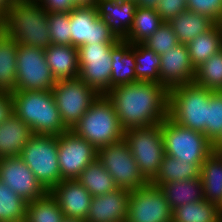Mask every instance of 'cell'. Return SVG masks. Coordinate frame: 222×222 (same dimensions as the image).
<instances>
[{
  "instance_id": "cell-1",
  "label": "cell",
  "mask_w": 222,
  "mask_h": 222,
  "mask_svg": "<svg viewBox=\"0 0 222 222\" xmlns=\"http://www.w3.org/2000/svg\"><path fill=\"white\" fill-rule=\"evenodd\" d=\"M124 131L162 123L168 117L169 90L138 81L112 87L106 94Z\"/></svg>"
},
{
  "instance_id": "cell-2",
  "label": "cell",
  "mask_w": 222,
  "mask_h": 222,
  "mask_svg": "<svg viewBox=\"0 0 222 222\" xmlns=\"http://www.w3.org/2000/svg\"><path fill=\"white\" fill-rule=\"evenodd\" d=\"M1 30L18 44L46 49L51 45L48 12L37 0H17L1 16Z\"/></svg>"
},
{
  "instance_id": "cell-3",
  "label": "cell",
  "mask_w": 222,
  "mask_h": 222,
  "mask_svg": "<svg viewBox=\"0 0 222 222\" xmlns=\"http://www.w3.org/2000/svg\"><path fill=\"white\" fill-rule=\"evenodd\" d=\"M11 94L14 114L33 134L58 136L69 130L62 122L52 90L13 91Z\"/></svg>"
},
{
  "instance_id": "cell-4",
  "label": "cell",
  "mask_w": 222,
  "mask_h": 222,
  "mask_svg": "<svg viewBox=\"0 0 222 222\" xmlns=\"http://www.w3.org/2000/svg\"><path fill=\"white\" fill-rule=\"evenodd\" d=\"M71 130L97 150L124 138V130L106 95H99Z\"/></svg>"
},
{
  "instance_id": "cell-5",
  "label": "cell",
  "mask_w": 222,
  "mask_h": 222,
  "mask_svg": "<svg viewBox=\"0 0 222 222\" xmlns=\"http://www.w3.org/2000/svg\"><path fill=\"white\" fill-rule=\"evenodd\" d=\"M211 90L189 83L169 90L168 117L207 137V105Z\"/></svg>"
},
{
  "instance_id": "cell-6",
  "label": "cell",
  "mask_w": 222,
  "mask_h": 222,
  "mask_svg": "<svg viewBox=\"0 0 222 222\" xmlns=\"http://www.w3.org/2000/svg\"><path fill=\"white\" fill-rule=\"evenodd\" d=\"M166 155L200 167L215 150L214 144L201 132L183 127L169 117L161 123Z\"/></svg>"
},
{
  "instance_id": "cell-7",
  "label": "cell",
  "mask_w": 222,
  "mask_h": 222,
  "mask_svg": "<svg viewBox=\"0 0 222 222\" xmlns=\"http://www.w3.org/2000/svg\"><path fill=\"white\" fill-rule=\"evenodd\" d=\"M19 157L48 192L61 182L58 136L34 134Z\"/></svg>"
},
{
  "instance_id": "cell-8",
  "label": "cell",
  "mask_w": 222,
  "mask_h": 222,
  "mask_svg": "<svg viewBox=\"0 0 222 222\" xmlns=\"http://www.w3.org/2000/svg\"><path fill=\"white\" fill-rule=\"evenodd\" d=\"M141 174L150 182L157 174L162 162L164 142L161 123L124 131V138Z\"/></svg>"
},
{
  "instance_id": "cell-9",
  "label": "cell",
  "mask_w": 222,
  "mask_h": 222,
  "mask_svg": "<svg viewBox=\"0 0 222 222\" xmlns=\"http://www.w3.org/2000/svg\"><path fill=\"white\" fill-rule=\"evenodd\" d=\"M97 160L113 177L118 188L133 191L149 183L141 174L124 139L99 148Z\"/></svg>"
},
{
  "instance_id": "cell-10",
  "label": "cell",
  "mask_w": 222,
  "mask_h": 222,
  "mask_svg": "<svg viewBox=\"0 0 222 222\" xmlns=\"http://www.w3.org/2000/svg\"><path fill=\"white\" fill-rule=\"evenodd\" d=\"M60 117L71 130L86 113L99 94L79 77L59 80L52 88Z\"/></svg>"
},
{
  "instance_id": "cell-11",
  "label": "cell",
  "mask_w": 222,
  "mask_h": 222,
  "mask_svg": "<svg viewBox=\"0 0 222 222\" xmlns=\"http://www.w3.org/2000/svg\"><path fill=\"white\" fill-rule=\"evenodd\" d=\"M45 50L18 44L15 91L52 90L56 83Z\"/></svg>"
},
{
  "instance_id": "cell-12",
  "label": "cell",
  "mask_w": 222,
  "mask_h": 222,
  "mask_svg": "<svg viewBox=\"0 0 222 222\" xmlns=\"http://www.w3.org/2000/svg\"><path fill=\"white\" fill-rule=\"evenodd\" d=\"M113 45L96 43L78 47L79 78L99 95H105L110 90Z\"/></svg>"
},
{
  "instance_id": "cell-13",
  "label": "cell",
  "mask_w": 222,
  "mask_h": 222,
  "mask_svg": "<svg viewBox=\"0 0 222 222\" xmlns=\"http://www.w3.org/2000/svg\"><path fill=\"white\" fill-rule=\"evenodd\" d=\"M71 46L115 44L119 39L98 17L96 6H77L69 13Z\"/></svg>"
},
{
  "instance_id": "cell-14",
  "label": "cell",
  "mask_w": 222,
  "mask_h": 222,
  "mask_svg": "<svg viewBox=\"0 0 222 222\" xmlns=\"http://www.w3.org/2000/svg\"><path fill=\"white\" fill-rule=\"evenodd\" d=\"M126 222H172V209L159 186L130 191Z\"/></svg>"
},
{
  "instance_id": "cell-15",
  "label": "cell",
  "mask_w": 222,
  "mask_h": 222,
  "mask_svg": "<svg viewBox=\"0 0 222 222\" xmlns=\"http://www.w3.org/2000/svg\"><path fill=\"white\" fill-rule=\"evenodd\" d=\"M97 159V149L72 130L58 135V162L61 181L77 179L81 172Z\"/></svg>"
},
{
  "instance_id": "cell-16",
  "label": "cell",
  "mask_w": 222,
  "mask_h": 222,
  "mask_svg": "<svg viewBox=\"0 0 222 222\" xmlns=\"http://www.w3.org/2000/svg\"><path fill=\"white\" fill-rule=\"evenodd\" d=\"M0 181L27 203L48 193L19 156L0 158Z\"/></svg>"
},
{
  "instance_id": "cell-17",
  "label": "cell",
  "mask_w": 222,
  "mask_h": 222,
  "mask_svg": "<svg viewBox=\"0 0 222 222\" xmlns=\"http://www.w3.org/2000/svg\"><path fill=\"white\" fill-rule=\"evenodd\" d=\"M196 69L191 63L186 44H178L161 55L160 84L168 90L194 82Z\"/></svg>"
},
{
  "instance_id": "cell-18",
  "label": "cell",
  "mask_w": 222,
  "mask_h": 222,
  "mask_svg": "<svg viewBox=\"0 0 222 222\" xmlns=\"http://www.w3.org/2000/svg\"><path fill=\"white\" fill-rule=\"evenodd\" d=\"M65 218L86 221L92 195L77 179H64L50 191Z\"/></svg>"
},
{
  "instance_id": "cell-19",
  "label": "cell",
  "mask_w": 222,
  "mask_h": 222,
  "mask_svg": "<svg viewBox=\"0 0 222 222\" xmlns=\"http://www.w3.org/2000/svg\"><path fill=\"white\" fill-rule=\"evenodd\" d=\"M129 197L123 188L93 196L85 222H126Z\"/></svg>"
},
{
  "instance_id": "cell-20",
  "label": "cell",
  "mask_w": 222,
  "mask_h": 222,
  "mask_svg": "<svg viewBox=\"0 0 222 222\" xmlns=\"http://www.w3.org/2000/svg\"><path fill=\"white\" fill-rule=\"evenodd\" d=\"M98 17L102 18L119 40H124L134 21L135 1L97 0Z\"/></svg>"
},
{
  "instance_id": "cell-21",
  "label": "cell",
  "mask_w": 222,
  "mask_h": 222,
  "mask_svg": "<svg viewBox=\"0 0 222 222\" xmlns=\"http://www.w3.org/2000/svg\"><path fill=\"white\" fill-rule=\"evenodd\" d=\"M32 129L15 114L0 124V158L18 157L33 136Z\"/></svg>"
},
{
  "instance_id": "cell-22",
  "label": "cell",
  "mask_w": 222,
  "mask_h": 222,
  "mask_svg": "<svg viewBox=\"0 0 222 222\" xmlns=\"http://www.w3.org/2000/svg\"><path fill=\"white\" fill-rule=\"evenodd\" d=\"M44 50L46 62L56 81L79 77L80 69L77 47L51 44Z\"/></svg>"
},
{
  "instance_id": "cell-23",
  "label": "cell",
  "mask_w": 222,
  "mask_h": 222,
  "mask_svg": "<svg viewBox=\"0 0 222 222\" xmlns=\"http://www.w3.org/2000/svg\"><path fill=\"white\" fill-rule=\"evenodd\" d=\"M112 70L110 89L122 84L137 82L134 44L119 40L111 48Z\"/></svg>"
},
{
  "instance_id": "cell-24",
  "label": "cell",
  "mask_w": 222,
  "mask_h": 222,
  "mask_svg": "<svg viewBox=\"0 0 222 222\" xmlns=\"http://www.w3.org/2000/svg\"><path fill=\"white\" fill-rule=\"evenodd\" d=\"M204 200L222 208V153L214 150L201 166Z\"/></svg>"
},
{
  "instance_id": "cell-25",
  "label": "cell",
  "mask_w": 222,
  "mask_h": 222,
  "mask_svg": "<svg viewBox=\"0 0 222 222\" xmlns=\"http://www.w3.org/2000/svg\"><path fill=\"white\" fill-rule=\"evenodd\" d=\"M159 188L172 211L190 202L204 199L201 177L160 184Z\"/></svg>"
},
{
  "instance_id": "cell-26",
  "label": "cell",
  "mask_w": 222,
  "mask_h": 222,
  "mask_svg": "<svg viewBox=\"0 0 222 222\" xmlns=\"http://www.w3.org/2000/svg\"><path fill=\"white\" fill-rule=\"evenodd\" d=\"M168 23L181 44H187L215 24L209 17L188 10L173 17Z\"/></svg>"
},
{
  "instance_id": "cell-27",
  "label": "cell",
  "mask_w": 222,
  "mask_h": 222,
  "mask_svg": "<svg viewBox=\"0 0 222 222\" xmlns=\"http://www.w3.org/2000/svg\"><path fill=\"white\" fill-rule=\"evenodd\" d=\"M190 60L196 69L214 53L222 49V30L215 23L208 31L201 33L186 44Z\"/></svg>"
},
{
  "instance_id": "cell-28",
  "label": "cell",
  "mask_w": 222,
  "mask_h": 222,
  "mask_svg": "<svg viewBox=\"0 0 222 222\" xmlns=\"http://www.w3.org/2000/svg\"><path fill=\"white\" fill-rule=\"evenodd\" d=\"M18 43L0 31V91L13 92L16 87Z\"/></svg>"
},
{
  "instance_id": "cell-29",
  "label": "cell",
  "mask_w": 222,
  "mask_h": 222,
  "mask_svg": "<svg viewBox=\"0 0 222 222\" xmlns=\"http://www.w3.org/2000/svg\"><path fill=\"white\" fill-rule=\"evenodd\" d=\"M201 167L164 155L156 176L149 182L155 186L180 180L200 178Z\"/></svg>"
},
{
  "instance_id": "cell-30",
  "label": "cell",
  "mask_w": 222,
  "mask_h": 222,
  "mask_svg": "<svg viewBox=\"0 0 222 222\" xmlns=\"http://www.w3.org/2000/svg\"><path fill=\"white\" fill-rule=\"evenodd\" d=\"M172 222H222V208L204 199L190 202L172 211Z\"/></svg>"
},
{
  "instance_id": "cell-31",
  "label": "cell",
  "mask_w": 222,
  "mask_h": 222,
  "mask_svg": "<svg viewBox=\"0 0 222 222\" xmlns=\"http://www.w3.org/2000/svg\"><path fill=\"white\" fill-rule=\"evenodd\" d=\"M77 180L92 196H102L118 188L113 177L97 159L81 172Z\"/></svg>"
},
{
  "instance_id": "cell-32",
  "label": "cell",
  "mask_w": 222,
  "mask_h": 222,
  "mask_svg": "<svg viewBox=\"0 0 222 222\" xmlns=\"http://www.w3.org/2000/svg\"><path fill=\"white\" fill-rule=\"evenodd\" d=\"M164 23L155 9L136 7L134 21L127 37L131 44H142Z\"/></svg>"
},
{
  "instance_id": "cell-33",
  "label": "cell",
  "mask_w": 222,
  "mask_h": 222,
  "mask_svg": "<svg viewBox=\"0 0 222 222\" xmlns=\"http://www.w3.org/2000/svg\"><path fill=\"white\" fill-rule=\"evenodd\" d=\"M134 56L137 82H155L160 84L159 68L161 65V55L148 49L143 44H134Z\"/></svg>"
},
{
  "instance_id": "cell-34",
  "label": "cell",
  "mask_w": 222,
  "mask_h": 222,
  "mask_svg": "<svg viewBox=\"0 0 222 222\" xmlns=\"http://www.w3.org/2000/svg\"><path fill=\"white\" fill-rule=\"evenodd\" d=\"M64 218L59 204L49 192L26 205L25 222H62Z\"/></svg>"
},
{
  "instance_id": "cell-35",
  "label": "cell",
  "mask_w": 222,
  "mask_h": 222,
  "mask_svg": "<svg viewBox=\"0 0 222 222\" xmlns=\"http://www.w3.org/2000/svg\"><path fill=\"white\" fill-rule=\"evenodd\" d=\"M194 83L211 91H222V49L196 68Z\"/></svg>"
},
{
  "instance_id": "cell-36",
  "label": "cell",
  "mask_w": 222,
  "mask_h": 222,
  "mask_svg": "<svg viewBox=\"0 0 222 222\" xmlns=\"http://www.w3.org/2000/svg\"><path fill=\"white\" fill-rule=\"evenodd\" d=\"M26 205L27 202L0 181V222H25Z\"/></svg>"
},
{
  "instance_id": "cell-37",
  "label": "cell",
  "mask_w": 222,
  "mask_h": 222,
  "mask_svg": "<svg viewBox=\"0 0 222 222\" xmlns=\"http://www.w3.org/2000/svg\"><path fill=\"white\" fill-rule=\"evenodd\" d=\"M207 138L215 145L222 138V91H212L207 105Z\"/></svg>"
},
{
  "instance_id": "cell-38",
  "label": "cell",
  "mask_w": 222,
  "mask_h": 222,
  "mask_svg": "<svg viewBox=\"0 0 222 222\" xmlns=\"http://www.w3.org/2000/svg\"><path fill=\"white\" fill-rule=\"evenodd\" d=\"M48 28L51 44L71 45L69 13H48Z\"/></svg>"
},
{
  "instance_id": "cell-39",
  "label": "cell",
  "mask_w": 222,
  "mask_h": 222,
  "mask_svg": "<svg viewBox=\"0 0 222 222\" xmlns=\"http://www.w3.org/2000/svg\"><path fill=\"white\" fill-rule=\"evenodd\" d=\"M142 44L155 53L162 55L180 43L173 32L172 26L168 22H164L159 29Z\"/></svg>"
},
{
  "instance_id": "cell-40",
  "label": "cell",
  "mask_w": 222,
  "mask_h": 222,
  "mask_svg": "<svg viewBox=\"0 0 222 222\" xmlns=\"http://www.w3.org/2000/svg\"><path fill=\"white\" fill-rule=\"evenodd\" d=\"M187 10L205 15L217 23L222 15V0H187Z\"/></svg>"
},
{
  "instance_id": "cell-41",
  "label": "cell",
  "mask_w": 222,
  "mask_h": 222,
  "mask_svg": "<svg viewBox=\"0 0 222 222\" xmlns=\"http://www.w3.org/2000/svg\"><path fill=\"white\" fill-rule=\"evenodd\" d=\"M187 10V0H160L156 11L164 22Z\"/></svg>"
},
{
  "instance_id": "cell-42",
  "label": "cell",
  "mask_w": 222,
  "mask_h": 222,
  "mask_svg": "<svg viewBox=\"0 0 222 222\" xmlns=\"http://www.w3.org/2000/svg\"><path fill=\"white\" fill-rule=\"evenodd\" d=\"M41 5L42 9H45L48 13L60 12L70 13L76 4L74 0H37Z\"/></svg>"
},
{
  "instance_id": "cell-43",
  "label": "cell",
  "mask_w": 222,
  "mask_h": 222,
  "mask_svg": "<svg viewBox=\"0 0 222 222\" xmlns=\"http://www.w3.org/2000/svg\"><path fill=\"white\" fill-rule=\"evenodd\" d=\"M14 114V101L11 92L0 91V124Z\"/></svg>"
},
{
  "instance_id": "cell-44",
  "label": "cell",
  "mask_w": 222,
  "mask_h": 222,
  "mask_svg": "<svg viewBox=\"0 0 222 222\" xmlns=\"http://www.w3.org/2000/svg\"><path fill=\"white\" fill-rule=\"evenodd\" d=\"M160 0H135L136 7L155 9Z\"/></svg>"
},
{
  "instance_id": "cell-45",
  "label": "cell",
  "mask_w": 222,
  "mask_h": 222,
  "mask_svg": "<svg viewBox=\"0 0 222 222\" xmlns=\"http://www.w3.org/2000/svg\"><path fill=\"white\" fill-rule=\"evenodd\" d=\"M13 0H0V16L11 6Z\"/></svg>"
},
{
  "instance_id": "cell-46",
  "label": "cell",
  "mask_w": 222,
  "mask_h": 222,
  "mask_svg": "<svg viewBox=\"0 0 222 222\" xmlns=\"http://www.w3.org/2000/svg\"><path fill=\"white\" fill-rule=\"evenodd\" d=\"M76 6H96L97 0H74Z\"/></svg>"
},
{
  "instance_id": "cell-47",
  "label": "cell",
  "mask_w": 222,
  "mask_h": 222,
  "mask_svg": "<svg viewBox=\"0 0 222 222\" xmlns=\"http://www.w3.org/2000/svg\"><path fill=\"white\" fill-rule=\"evenodd\" d=\"M215 150L222 153V138L214 145Z\"/></svg>"
},
{
  "instance_id": "cell-48",
  "label": "cell",
  "mask_w": 222,
  "mask_h": 222,
  "mask_svg": "<svg viewBox=\"0 0 222 222\" xmlns=\"http://www.w3.org/2000/svg\"><path fill=\"white\" fill-rule=\"evenodd\" d=\"M62 222H85V221L78 220V219L64 218V219L62 220Z\"/></svg>"
},
{
  "instance_id": "cell-49",
  "label": "cell",
  "mask_w": 222,
  "mask_h": 222,
  "mask_svg": "<svg viewBox=\"0 0 222 222\" xmlns=\"http://www.w3.org/2000/svg\"><path fill=\"white\" fill-rule=\"evenodd\" d=\"M217 24L219 25V27L222 30V15H221L220 19L218 20Z\"/></svg>"
},
{
  "instance_id": "cell-50",
  "label": "cell",
  "mask_w": 222,
  "mask_h": 222,
  "mask_svg": "<svg viewBox=\"0 0 222 222\" xmlns=\"http://www.w3.org/2000/svg\"><path fill=\"white\" fill-rule=\"evenodd\" d=\"M115 2H122V1H135V0H113Z\"/></svg>"
}]
</instances>
